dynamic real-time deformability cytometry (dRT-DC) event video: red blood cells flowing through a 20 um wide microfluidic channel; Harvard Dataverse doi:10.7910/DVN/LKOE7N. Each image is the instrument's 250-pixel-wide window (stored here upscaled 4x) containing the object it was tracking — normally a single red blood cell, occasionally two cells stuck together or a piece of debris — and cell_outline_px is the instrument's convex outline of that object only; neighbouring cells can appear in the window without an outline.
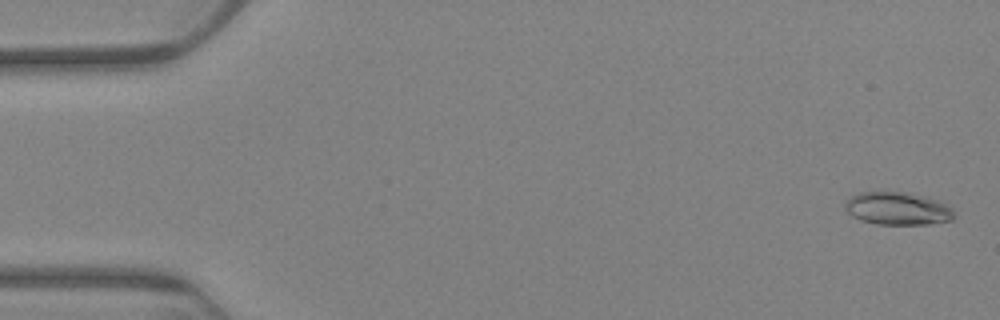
{"species": "Egyptian fruit bat (a non-hibernating species)", "species_latin": "Rousettus aegyptiacus", "temperature_condition": "warm", "stored_images_in_passage": 63, "camera_frame_rate_fps": 3000, "um_per_image_px": 0.085, "animal": {"sex": "female"}, "frame": {"image": 1, "passage_image": 2, "time_ms": 0.333, "image_size_px": [1000, 320], "cell_outline_px": [[956, 216], [952, 220], [928, 224], [876, 224], [860, 220], [852, 216], [844, 208], [844, 204], [852, 196], [860, 192], [904, 192], [928, 196], [940, 200], [952, 208], [956, 212]], "centroid_in_image_um": [76.35, 17.72], "position_along_channel_um": 8.6, "area_um2": 21.1}}
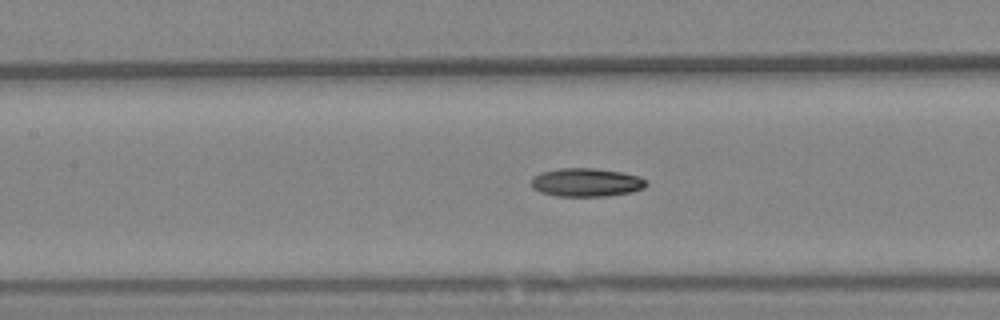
{"frame": {"image": 2, "passage_image": 29, "time_ms": 9.333, "image_size_px": [1000, 320], "cell_outline_px": [[648, 184], [644, 188], [632, 192], [608, 196], [556, 196], [540, 192], [532, 188], [532, 176], [540, 172], [560, 168], [592, 168], [620, 172], [640, 176], [648, 180]], "centroid_in_image_um": [49.85, 15.5], "position_along_channel_um": 157.6, "area_um2": 19.25}}
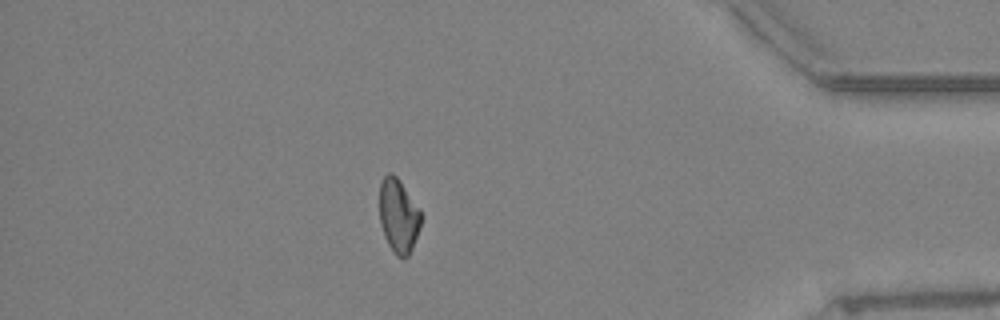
{"frame": {"image": 3, "passage_image": 55, "time_ms": 18.0, "image_size_px": [1000, 320], "cell_outline_px": [[424, 216], [412, 248], [408, 256], [404, 260], [396, 256], [388, 244], [384, 236], [380, 224], [380, 184], [384, 176], [388, 172], [392, 172], [400, 180], [420, 208]], "centroid_in_image_um": [33.9, 18.34], "position_along_channel_um": 401.3, "area_um2": 18.26}}